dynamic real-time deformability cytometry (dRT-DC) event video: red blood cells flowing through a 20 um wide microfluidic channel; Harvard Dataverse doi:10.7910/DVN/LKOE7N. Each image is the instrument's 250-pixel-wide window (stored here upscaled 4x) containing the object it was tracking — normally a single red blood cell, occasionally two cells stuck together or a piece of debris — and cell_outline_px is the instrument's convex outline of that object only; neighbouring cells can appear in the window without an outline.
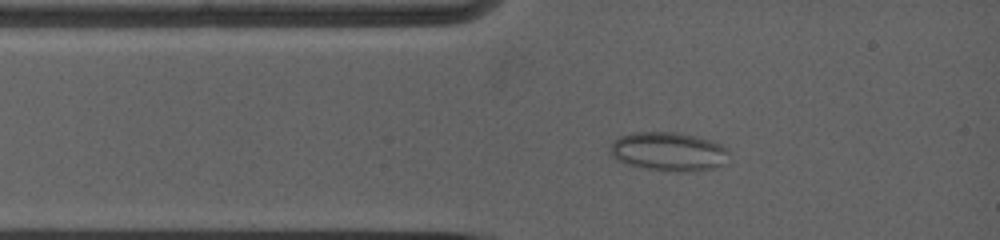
{"species": "common noctule bat (a hibernating species)", "species_latin": "Nyctalus noctula", "temperature_condition": "warm", "stored_images_in_passage": 4, "camera_frame_rate_fps": 5000, "um_per_image_px": 0.085, "animal": {"sex": "female", "body_mass_g": 19.0, "forearm_length_mm": 53.3}, "frame": {"image": 1, "passage_image": 2, "time_ms": 1.0, "image_size_px": [1000, 240], "cell_outline_px": [[728, 164], [716, 168], [692, 172], [676, 172], [640, 168], [616, 160], [608, 152], [612, 144], [616, 140], [624, 136], [640, 132], [668, 132], [688, 136], [704, 140], [716, 144], [724, 148], [728, 152]], "centroid_in_image_um": [56.82, 12.95], "position_along_channel_um": 28.2, "area_um2": 26.47}}
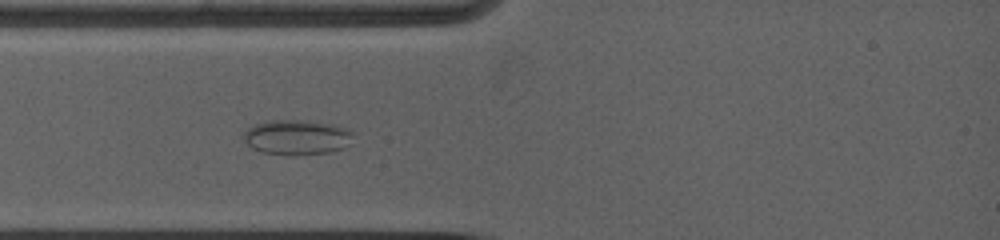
{"frame": {"image": 2, "passage_image": 3, "time_ms": 2.0, "image_size_px": [1000, 240], "cell_outline_px": [[352, 132], [344, 148], [332, 152], [292, 156], [288, 156], [260, 152], [252, 148], [248, 144], [244, 136], [244, 132], [248, 128], [256, 124], [328, 124], [344, 128]], "centroid_in_image_um": [25.21, 11.79], "position_along_channel_um": 59.8, "area_um2": 20.58}}